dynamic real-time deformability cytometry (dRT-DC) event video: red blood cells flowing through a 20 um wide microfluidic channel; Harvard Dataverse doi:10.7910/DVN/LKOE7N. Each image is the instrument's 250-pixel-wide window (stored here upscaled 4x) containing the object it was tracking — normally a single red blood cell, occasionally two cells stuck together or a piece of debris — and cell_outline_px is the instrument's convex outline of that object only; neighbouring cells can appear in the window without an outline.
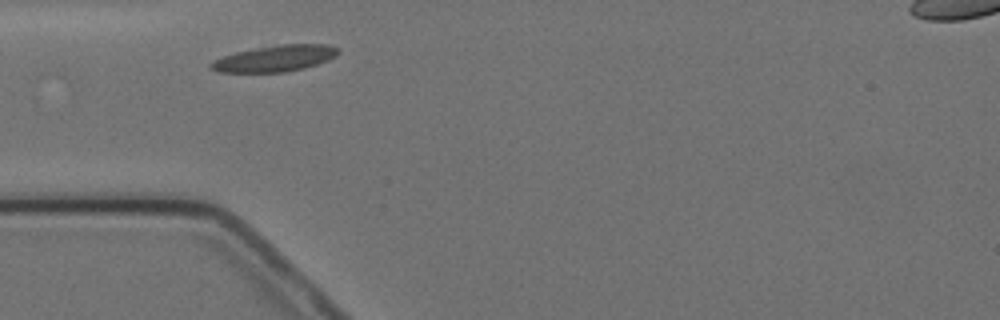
{"species": "Egyptian fruit bat (a non-hibernating species)", "species_latin": "Rousettus aegyptiacus", "temperature_condition": "cold", "stored_images_in_passage": 5, "camera_frame_rate_fps": 3000, "um_per_image_px": 0.085, "animal": {"sex": "female"}, "frame": {"image": 1, "passage_image": 1, "time_ms": 0.0, "image_size_px": [1000, 320], "cell_outline_px": [[340, 52], [336, 56], [328, 60], [304, 68], [284, 72], [216, 72], [208, 68], [208, 64], [212, 60], [236, 52], [256, 48], [280, 44], [328, 44], [340, 48]], "centroid_in_image_um": [23.36, 4.96], "position_along_channel_um": 61.6, "area_um2": 19.59}}
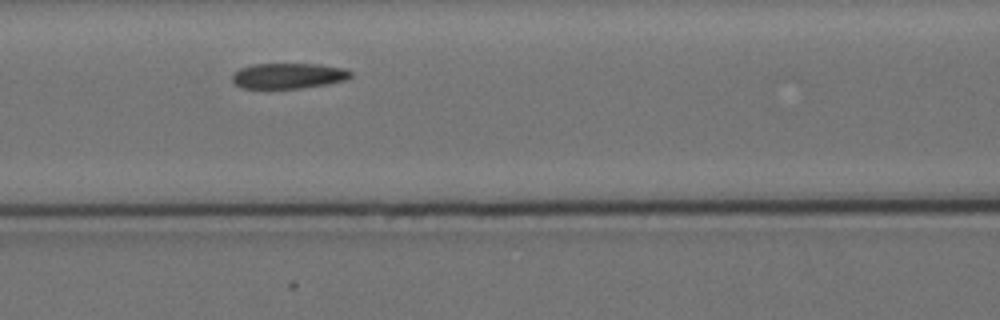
{"frame": {"image": 2, "passage_image": 3, "time_ms": 2.333, "image_size_px": [1000, 320], "cell_outline_px": [[352, 76], [348, 80], [328, 84], [300, 88], [244, 88], [236, 84], [232, 80], [232, 76], [240, 68], [252, 64], [320, 64], [344, 68], [352, 72]], "centroid_in_image_um": [24.57, 6.44], "position_along_channel_um": 142.0, "area_um2": 17.63}}
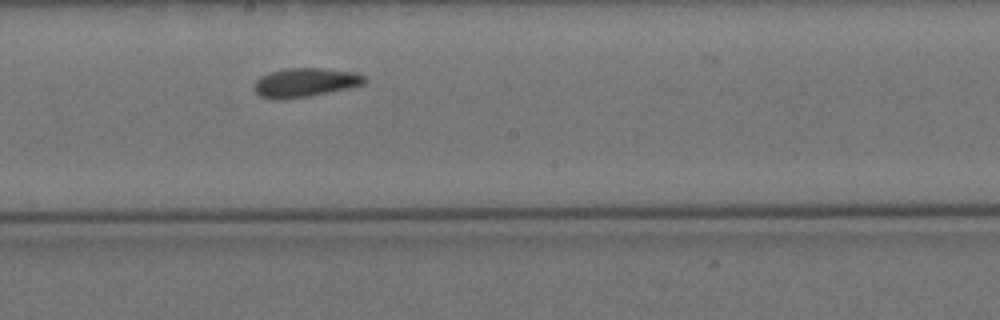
{"frame": {"image": 3, "passage_image": 5, "time_ms": 4.667, "image_size_px": [1000, 320], "cell_outline_px": [[368, 80], [364, 84], [308, 96], [280, 100], [276, 100], [260, 96], [252, 88], [256, 80], [260, 76], [272, 72], [288, 68], [320, 68], [356, 72], [364, 76]], "centroid_in_image_um": [25.91, 7.01], "position_along_channel_um": 222.3, "area_um2": 18.5}}